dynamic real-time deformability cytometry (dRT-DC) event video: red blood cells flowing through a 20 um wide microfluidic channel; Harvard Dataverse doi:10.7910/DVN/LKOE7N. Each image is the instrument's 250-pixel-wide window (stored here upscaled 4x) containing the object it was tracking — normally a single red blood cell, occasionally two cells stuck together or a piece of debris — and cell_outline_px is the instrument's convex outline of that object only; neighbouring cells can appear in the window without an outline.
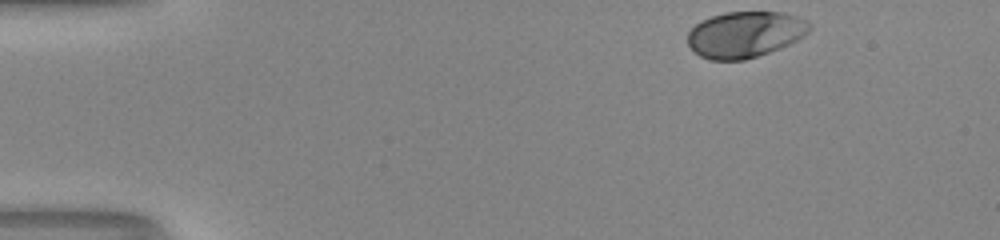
{"species": "human", "species_latin": "Homo sapiens", "temperature_condition": "room temperature", "stored_images_in_passage": 37, "camera_frame_rate_fps": 3000, "um_per_image_px": 0.085, "donor": {"sex": "male"}, "frame": {"image": 1, "passage_image": 1, "time_ms": 0.0, "image_size_px": [1000, 240], "cell_outline_px": [[812, 28], [804, 36], [780, 48], [744, 60], [708, 60], [700, 56], [688, 44], [688, 32], [700, 20], [724, 12], [780, 12], [796, 16], [808, 20], [812, 24]], "centroid_in_image_um": [63.34, 2.92], "position_along_channel_um": 21.7, "area_um2": 32.77}}
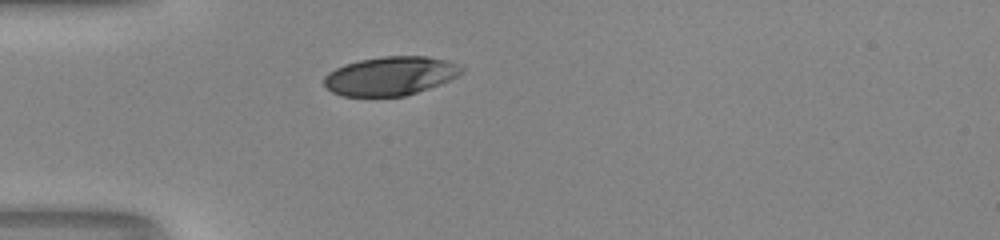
{"frame": {"image": 2, "passage_image": 10, "time_ms": 3.0, "image_size_px": [1000, 240], "cell_outline_px": [[464, 72], [448, 80], [428, 88], [404, 96], [344, 96], [332, 92], [324, 84], [324, 76], [328, 72], [344, 64], [360, 60], [384, 56], [428, 56], [448, 60], [460, 64], [464, 68]], "centroid_in_image_um": [33.19, 6.44], "position_along_channel_um": 51.8, "area_um2": 31.04}}
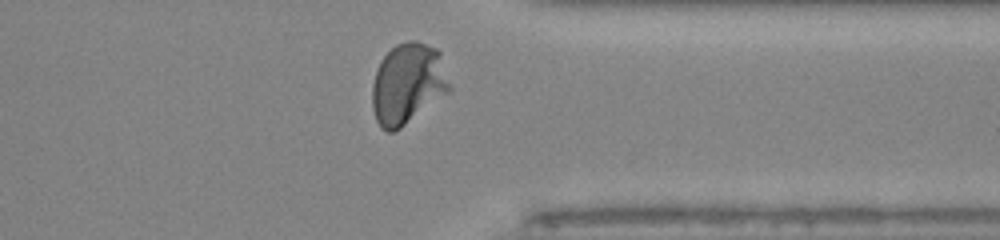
{"frame": {"image": 3, "passage_image": 35, "time_ms": 11.333, "image_size_px": [1000, 240], "cell_outline_px": [[452, 88], [448, 92], [400, 128], [392, 132], [388, 132], [380, 128], [376, 120], [372, 108], [372, 84], [380, 60], [396, 44], [408, 40], [416, 40], [436, 48], [440, 52]], "centroid_in_image_um": [34.65, 7.1], "position_along_channel_um": 376.7, "area_um2": 36.47}, "authors_computed_cell_mechanics": {"area_um2": 32.7726, "velocity_mm_per_s": 4.1047, "shape_relaxation_time_tau1_ms": 2.5485, "shape_relaxation_time_tau2_ms": null, "deformation_change_tau1": 0.1711, "deformation_change_tau2": null}}